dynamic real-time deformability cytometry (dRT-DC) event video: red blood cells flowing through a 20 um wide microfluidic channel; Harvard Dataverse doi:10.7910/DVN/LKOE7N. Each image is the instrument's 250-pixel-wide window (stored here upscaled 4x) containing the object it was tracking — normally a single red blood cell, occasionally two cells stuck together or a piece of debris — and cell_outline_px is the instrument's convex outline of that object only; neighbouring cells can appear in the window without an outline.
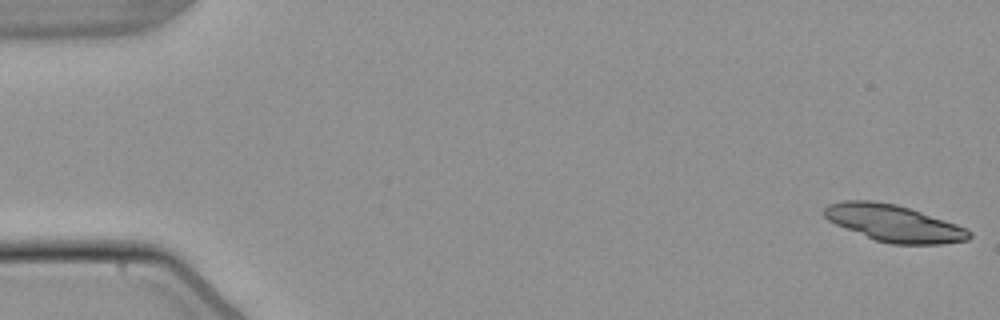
{"species": "common noctule bat (a hibernating species)", "species_latin": "Nyctalus noctula", "temperature_condition": "warm", "stored_images_in_passage": 55, "segment_of_instrument_passage": [1, 2], "camera_frame_rate_fps": 3000, "um_per_image_px": 0.085, "animal": {"sex": "male", "body_mass_g": 21.5, "forearm_length_mm": 52.0}, "frame": {"image": 1, "passage_image": 1, "time_ms": 0.0, "image_size_px": [1000, 320], "cell_outline_px": [[972, 236], [968, 240], [944, 244], [892, 244], [876, 240], [836, 224], [828, 220], [824, 216], [824, 208], [828, 204], [844, 200], [872, 200], [896, 204], [956, 224], [972, 232]], "centroid_in_image_um": [75.98, 18.97], "position_along_channel_um": 9.0, "area_um2": 30.75}}